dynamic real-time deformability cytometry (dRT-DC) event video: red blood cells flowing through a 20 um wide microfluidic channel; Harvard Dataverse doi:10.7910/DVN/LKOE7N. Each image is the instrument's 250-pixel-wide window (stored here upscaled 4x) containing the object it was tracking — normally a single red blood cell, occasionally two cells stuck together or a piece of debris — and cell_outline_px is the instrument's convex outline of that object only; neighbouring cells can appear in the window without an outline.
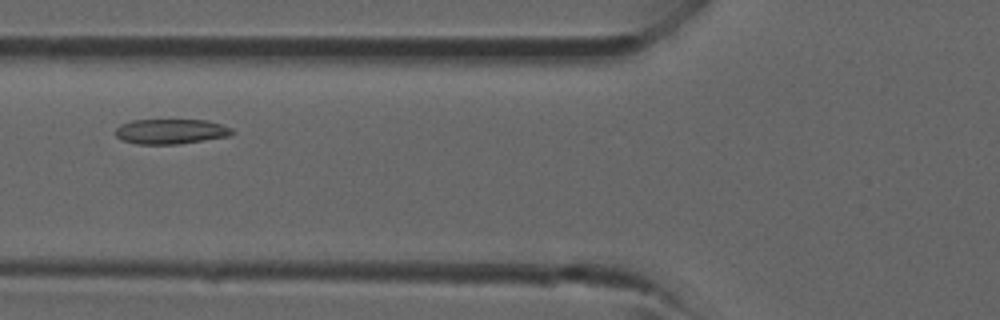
{"species": "common noctule bat (a hibernating species)", "species_latin": "Nyctalus noctula", "temperature_condition": "room temperature", "stored_images_in_passage": 37, "camera_frame_rate_fps": 3000, "um_per_image_px": 0.085, "animal": {"sex": "male", "forearm_length_mm": 52.5}, "frame": {"image": 1, "passage_image": 11, "time_ms": 3.333, "image_size_px": [1000, 320], "cell_outline_px": [[236, 132], [232, 136], [176, 144], [136, 144], [124, 140], [116, 136], [116, 128], [120, 124], [132, 120], [208, 120], [232, 128]], "centroid_in_image_um": [14.56, 11.17], "position_along_channel_um": 111.2, "area_um2": 17.05}}
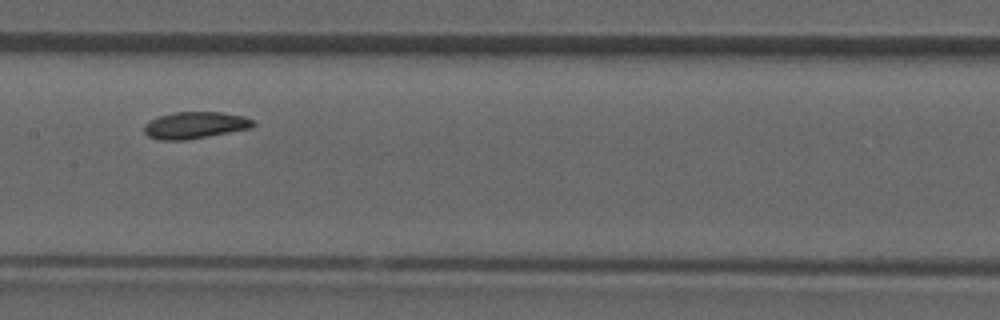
{"frame": {"image": 2, "passage_image": 16, "time_ms": 5.0, "image_size_px": [1000, 320], "cell_outline_px": [[256, 124], [252, 128], [184, 140], [160, 140], [148, 136], [144, 132], [144, 124], [148, 120], [160, 116], [176, 112], [220, 112], [244, 116], [252, 120]], "centroid_in_image_um": [16.56, 10.64], "position_along_channel_um": 190.8, "area_um2": 16.94}}
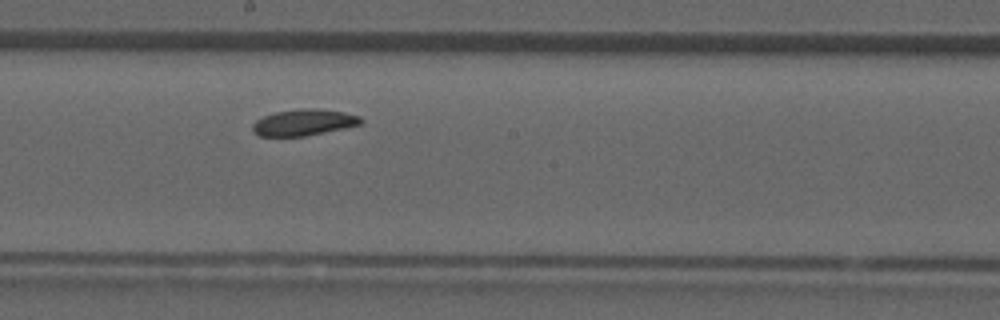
{"frame": {"image": 3, "passage_image": 18, "time_ms": 5.667, "image_size_px": [1000, 320], "cell_outline_px": [[364, 120], [360, 124], [344, 128], [304, 136], [260, 136], [252, 132], [252, 124], [256, 120], [264, 116], [276, 112], [300, 108], [320, 108], [344, 112], [360, 116]], "centroid_in_image_um": [25.81, 10.39], "position_along_channel_um": 222.4, "area_um2": 16.65}}